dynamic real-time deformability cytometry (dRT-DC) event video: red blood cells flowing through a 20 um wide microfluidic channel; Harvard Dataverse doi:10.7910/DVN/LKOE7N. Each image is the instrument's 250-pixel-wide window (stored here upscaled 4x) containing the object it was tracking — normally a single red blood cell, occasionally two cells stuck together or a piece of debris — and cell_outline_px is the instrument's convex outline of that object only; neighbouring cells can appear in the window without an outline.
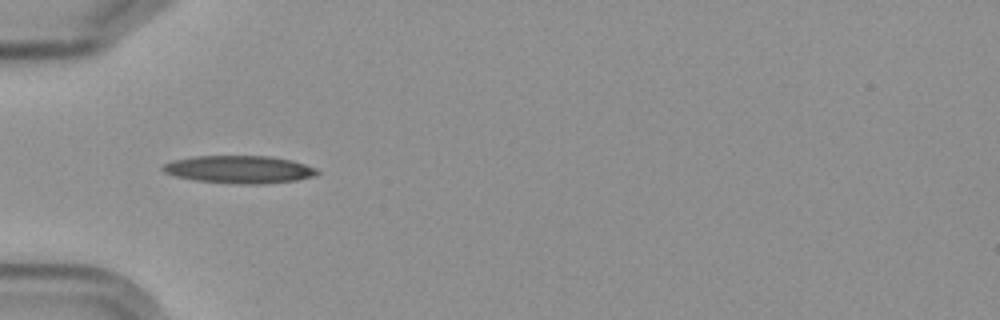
{"species": "Egyptian fruit bat (a non-hibernating species)", "species_latin": "Rousettus aegyptiacus", "temperature_condition": "cold", "stored_images_in_passage": 2, "camera_frame_rate_fps": 3000, "um_per_image_px": 0.085, "frame": {"image": 1, "passage_image": 1, "time_ms": 0.0, "image_size_px": [1000, 320], "cell_outline_px": [[320, 172], [312, 176], [296, 180], [260, 184], [240, 184], [196, 180], [176, 176], [164, 172], [160, 168], [164, 164], [172, 160], [192, 156], [268, 156], [292, 160], [316, 168]], "centroid_in_image_um": [20.31, 14.39], "position_along_channel_um": 64.7, "area_um2": 24.74}}
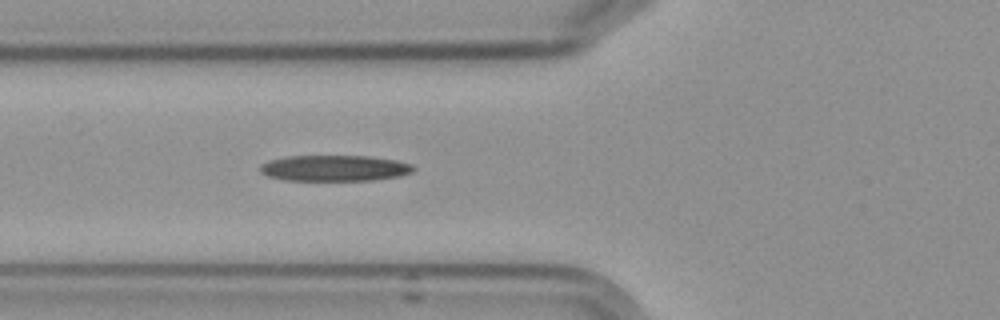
{"frame": {"image": 2, "passage_image": 2, "time_ms": 1.0, "image_size_px": [1000, 320], "cell_outline_px": [[416, 168], [412, 172], [400, 176], [372, 180], [284, 180], [268, 176], [260, 172], [260, 164], [268, 160], [288, 156], [368, 156], [396, 160], [412, 164]], "centroid_in_image_um": [28.43, 14.29], "position_along_channel_um": 97.4, "area_um2": 23.24}}